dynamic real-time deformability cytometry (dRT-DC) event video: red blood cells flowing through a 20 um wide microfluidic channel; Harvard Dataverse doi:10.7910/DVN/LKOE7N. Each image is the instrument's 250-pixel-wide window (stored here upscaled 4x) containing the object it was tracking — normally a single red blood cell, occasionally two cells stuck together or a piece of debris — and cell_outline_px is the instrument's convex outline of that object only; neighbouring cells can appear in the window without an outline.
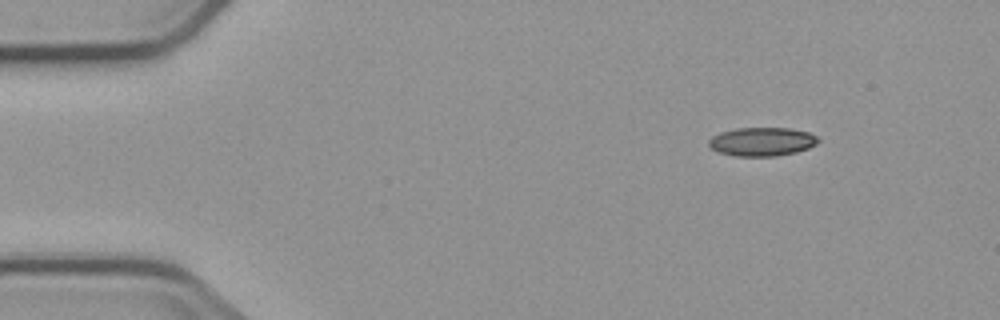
{"species": "common noctule bat (a hibernating species)", "species_latin": "Nyctalus noctula", "temperature_condition": "cold", "stored_images_in_passage": 6, "camera_frame_rate_fps": 3000, "um_per_image_px": 0.085, "animal": {"sex": "male", "body_mass_g": 23.1, "forearm_length_mm": 52.7}, "frame": {"image": 1, "passage_image": 1, "time_ms": 0.0, "image_size_px": [1000, 320], "cell_outline_px": [[820, 140], [816, 144], [808, 148], [796, 152], [776, 156], [736, 156], [720, 152], [712, 148], [708, 144], [708, 140], [712, 136], [720, 132], [736, 128], [792, 128], [808, 132], [816, 136]], "centroid_in_image_um": [64.77, 12.03], "position_along_channel_um": 20.2, "area_um2": 18.26}}
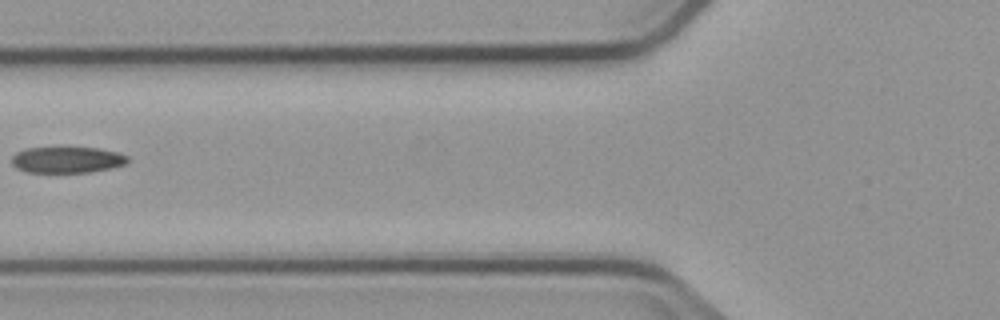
{"frame": {"image": 2, "passage_image": 5, "time_ms": 5.0, "image_size_px": [1000, 320], "cell_outline_px": [[128, 164], [112, 168], [88, 172], [28, 172], [16, 168], [12, 164], [12, 156], [16, 152], [28, 148], [96, 148], [116, 152], [128, 156]], "centroid_in_image_um": [5.71, 13.59], "position_along_channel_um": 120.1, "area_um2": 17.57}}
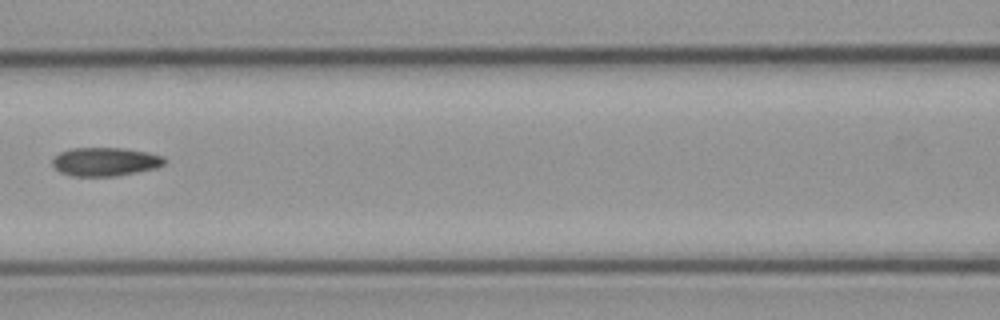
{"frame": {"image": 3, "passage_image": 6, "time_ms": 6.0, "image_size_px": [1000, 320], "cell_outline_px": [[164, 164], [156, 168], [116, 176], [72, 176], [60, 172], [52, 164], [52, 160], [60, 152], [72, 148], [120, 148], [148, 152], [164, 156]], "centroid_in_image_um": [8.94, 13.74], "position_along_channel_um": 157.7, "area_um2": 18.55}}